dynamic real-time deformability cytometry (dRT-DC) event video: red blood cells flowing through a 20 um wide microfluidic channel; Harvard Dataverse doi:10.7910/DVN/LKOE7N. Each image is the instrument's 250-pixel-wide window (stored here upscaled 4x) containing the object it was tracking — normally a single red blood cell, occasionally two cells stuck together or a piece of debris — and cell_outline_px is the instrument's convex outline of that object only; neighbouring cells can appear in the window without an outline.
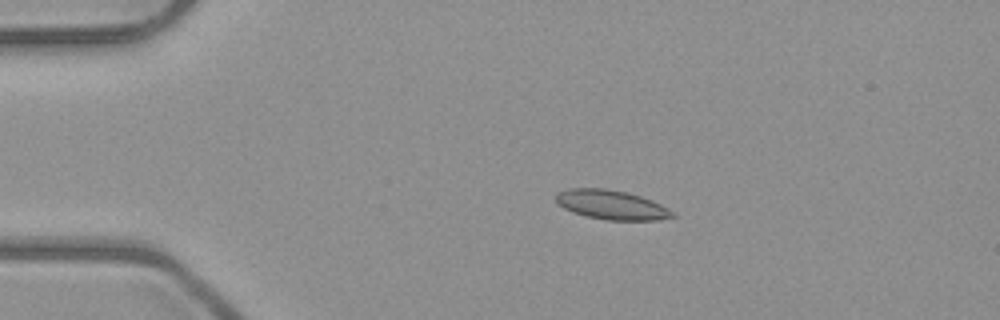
{"species": "common noctule bat (a hibernating species)", "species_latin": "Nyctalus noctula", "temperature_condition": "room temperature", "stored_images_in_passage": 6, "camera_frame_rate_fps": 3000, "um_per_image_px": 0.085, "animal": {"sex": "male", "body_mass_g": 23.1, "forearm_length_mm": 52.7}, "frame": {"image": 1, "passage_image": 2, "time_ms": 1.0, "image_size_px": [1000, 320], "cell_outline_px": [[676, 216], [656, 220], [608, 220], [584, 216], [572, 212], [556, 204], [556, 196], [560, 192], [568, 188], [604, 188], [624, 192], [640, 196], [652, 200], [668, 208]], "centroid_in_image_um": [51.95, 17.41], "position_along_channel_um": 33.1, "area_um2": 19.83}}
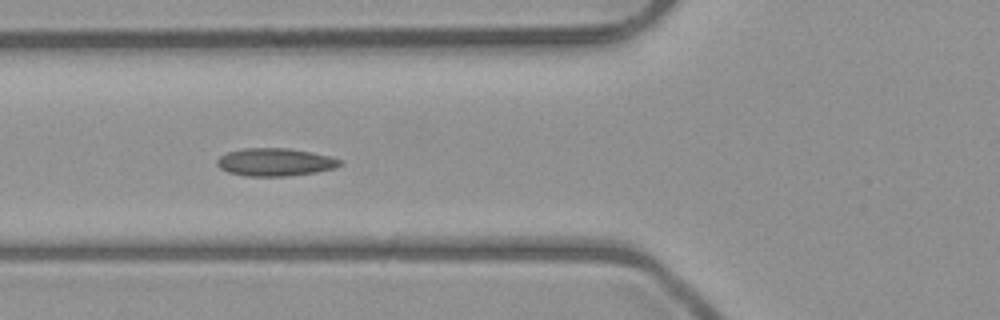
{"frame": {"image": 2, "passage_image": 4, "time_ms": 4.0, "image_size_px": [1000, 320], "cell_outline_px": [[344, 164], [336, 168], [316, 172], [288, 176], [244, 176], [228, 172], [220, 168], [216, 164], [216, 160], [220, 156], [228, 152], [244, 148], [288, 148], [312, 152], [332, 156], [344, 160]], "centroid_in_image_um": [23.44, 13.78], "position_along_channel_um": 102.4, "area_um2": 20.23}}
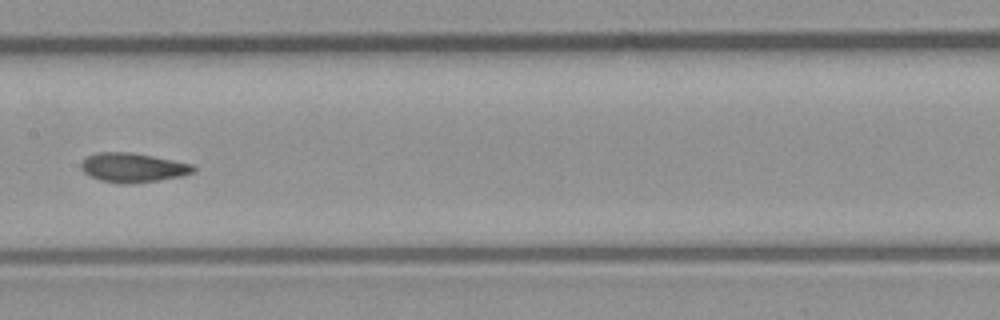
{"frame": {"image": 3, "passage_image": 6, "time_ms": 6.333, "image_size_px": [1000, 320], "cell_outline_px": [[196, 172], [180, 176], [160, 180], [128, 184], [120, 184], [100, 180], [88, 176], [80, 168], [80, 164], [88, 156], [96, 152], [132, 152], [192, 164], [196, 168]], "centroid_in_image_um": [11.28, 14.25], "position_along_channel_um": 196.1, "area_um2": 19.25}}